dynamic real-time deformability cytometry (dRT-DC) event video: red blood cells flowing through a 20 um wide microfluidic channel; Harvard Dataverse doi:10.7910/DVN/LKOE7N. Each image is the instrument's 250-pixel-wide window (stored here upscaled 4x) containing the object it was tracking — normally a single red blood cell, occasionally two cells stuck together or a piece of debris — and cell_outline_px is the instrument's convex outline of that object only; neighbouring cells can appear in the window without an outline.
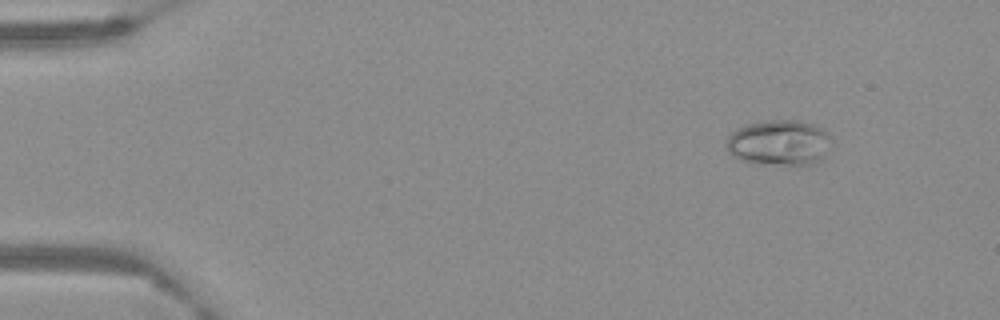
{"species": "Egyptian fruit bat (a non-hibernating species)", "species_latin": "Rousettus aegyptiacus", "temperature_condition": "warm", "stored_images_in_passage": 58, "camera_frame_rate_fps": 3000, "um_per_image_px": 0.085, "frame": {"image": 1, "passage_image": 2, "time_ms": 0.333, "image_size_px": [1000, 320], "cell_outline_px": [[828, 136], [824, 152], [820, 160], [812, 164], [756, 164], [740, 160], [732, 156], [728, 152], [724, 140], [732, 132], [748, 124], [768, 120], [792, 120], [812, 124], [828, 132]], "centroid_in_image_um": [66.12, 12.14], "position_along_channel_um": 18.9, "area_um2": 27.4}}
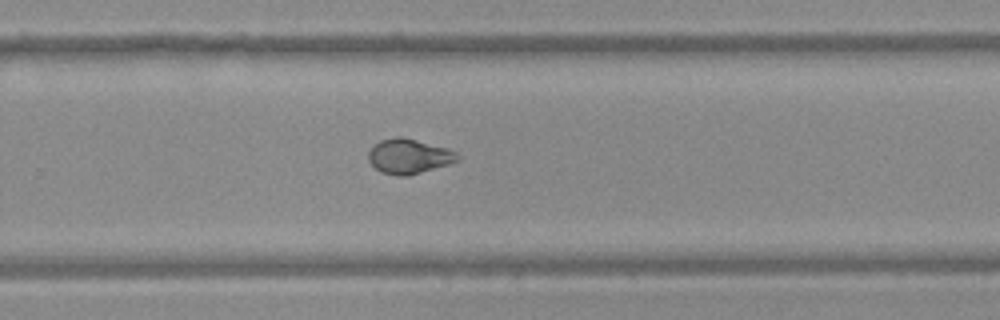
{"frame": {"image": 2, "passage_image": 37, "time_ms": 12.0, "image_size_px": [1000, 320], "cell_outline_px": [[460, 160], [448, 164], [408, 176], [396, 176], [384, 172], [376, 168], [368, 160], [368, 152], [380, 140], [396, 136], [400, 136], [448, 148], [456, 152], [460, 156]], "centroid_in_image_um": [34.77, 13.28], "position_along_channel_um": 295.0, "area_um2": 17.92}}
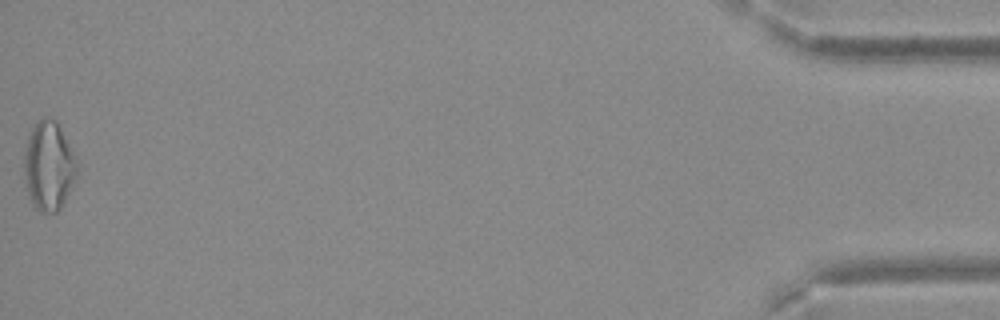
{"frame": {"image": 3, "passage_image": 58, "time_ms": 19.0, "image_size_px": [1000, 320], "cell_outline_px": [[76, 180], [60, 208], [56, 212], [44, 216], [32, 208], [28, 196], [24, 176], [24, 152], [28, 136], [32, 128], [44, 116], [56, 120], [76, 160]], "centroid_in_image_um": [4.11, 14.19], "position_along_channel_um": 431.1, "area_um2": 27.63}}